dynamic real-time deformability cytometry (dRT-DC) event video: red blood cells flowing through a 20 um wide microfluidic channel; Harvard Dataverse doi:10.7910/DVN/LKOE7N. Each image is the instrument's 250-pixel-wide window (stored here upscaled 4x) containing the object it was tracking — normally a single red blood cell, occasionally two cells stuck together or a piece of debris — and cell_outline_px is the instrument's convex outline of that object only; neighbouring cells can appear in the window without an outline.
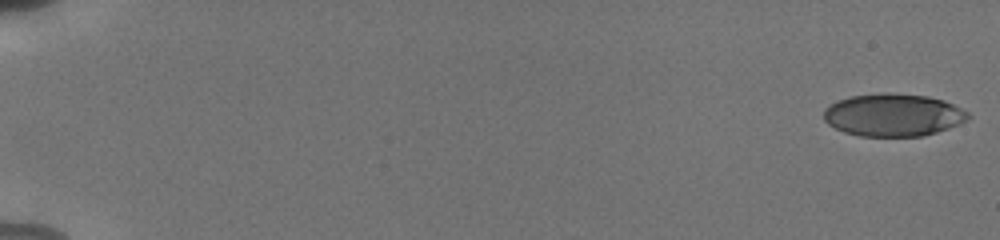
{"species": "human", "species_latin": "Homo sapiens", "temperature_condition": "cold", "stored_images_in_passage": 55, "camera_frame_rate_fps": 3000, "um_per_image_px": 0.085, "donor": {"sex": "male"}, "frame": {"image": 1, "passage_image": 1, "time_ms": 0.0, "image_size_px": [1000, 240], "cell_outline_px": [[972, 116], [968, 120], [960, 124], [924, 136], [860, 136], [844, 132], [828, 124], [824, 120], [824, 108], [836, 100], [852, 96], [884, 92], [888, 92], [928, 96], [944, 100], [968, 112]], "centroid_in_image_um": [75.93, 9.77], "position_along_channel_um": 9.1, "area_um2": 36.07}}
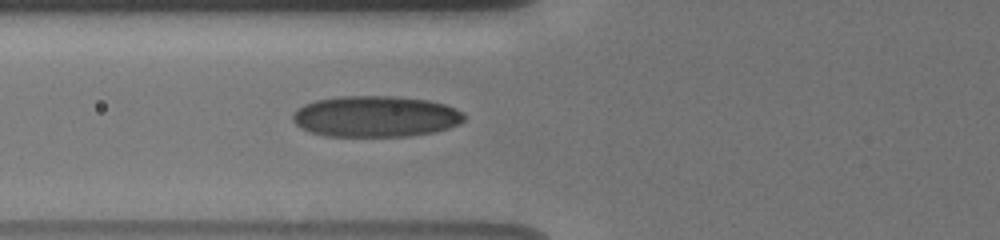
{"frame": {"image": 2, "passage_image": 23, "time_ms": 7.333, "image_size_px": [1000, 240], "cell_outline_px": [[464, 120], [460, 124], [436, 132], [408, 136], [328, 136], [312, 132], [300, 128], [292, 120], [292, 116], [296, 108], [304, 104], [316, 100], [340, 96], [392, 96], [428, 100], [444, 104], [456, 108], [464, 112]], "centroid_in_image_um": [31.93, 9.9], "position_along_channel_um": 93.9, "area_um2": 41.27}}
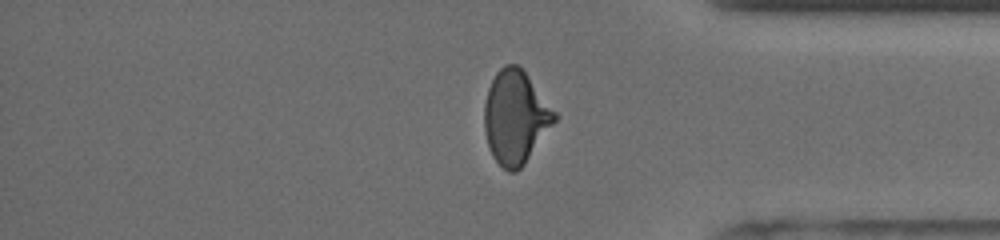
{"frame": {"image": 3, "passage_image": 47, "time_ms": 15.333, "image_size_px": [1000, 240], "cell_outline_px": [[556, 120], [524, 164], [516, 172], [508, 172], [492, 156], [488, 144], [484, 128], [484, 104], [488, 88], [496, 72], [504, 64], [516, 64], [524, 72], [556, 112]], "centroid_in_image_um": [43.79, 9.96], "position_along_channel_um": 391.4, "area_um2": 37.63}, "authors_computed_cell_mechanics": {"area_um2": 37.7434, "velocity_mm_per_s": 3.8371, "shape_relaxation_time_tau1_ms": 5.1857, "shape_relaxation_time_tau2_ms": 1.1131, "deformation_change_tau1": 0.159, "deformation_change_tau2": 0.0699}}